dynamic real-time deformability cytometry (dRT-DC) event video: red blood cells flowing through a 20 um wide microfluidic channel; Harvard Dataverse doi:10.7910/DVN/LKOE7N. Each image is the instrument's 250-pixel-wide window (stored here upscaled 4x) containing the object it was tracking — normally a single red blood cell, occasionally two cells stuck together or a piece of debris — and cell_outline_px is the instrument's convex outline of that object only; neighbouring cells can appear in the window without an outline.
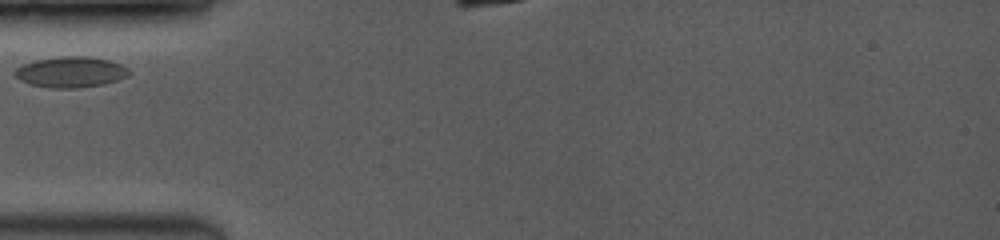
{"species": "common noctule bat (a hibernating species)", "species_latin": "Nyctalus noctula", "temperature_condition": "room temperature", "stored_images_in_passage": 21, "camera_frame_rate_fps": 3500, "um_per_image_px": 0.085, "animal": {"sex": "female", "body_mass_g": 19.0, "forearm_length_mm": 53.3}, "frame": {"image": 1, "passage_image": 1, "time_ms": 0.0, "image_size_px": [1000, 240], "cell_outline_px": [[132, 72], [128, 76], [104, 84], [76, 88], [52, 88], [28, 84], [20, 80], [12, 72], [16, 68], [24, 64], [36, 60], [60, 56], [88, 56], [108, 60], [120, 64], [128, 68]], "centroid_in_image_um": [6.01, 6.12], "position_along_channel_um": 79.0, "area_um2": 20.52}}